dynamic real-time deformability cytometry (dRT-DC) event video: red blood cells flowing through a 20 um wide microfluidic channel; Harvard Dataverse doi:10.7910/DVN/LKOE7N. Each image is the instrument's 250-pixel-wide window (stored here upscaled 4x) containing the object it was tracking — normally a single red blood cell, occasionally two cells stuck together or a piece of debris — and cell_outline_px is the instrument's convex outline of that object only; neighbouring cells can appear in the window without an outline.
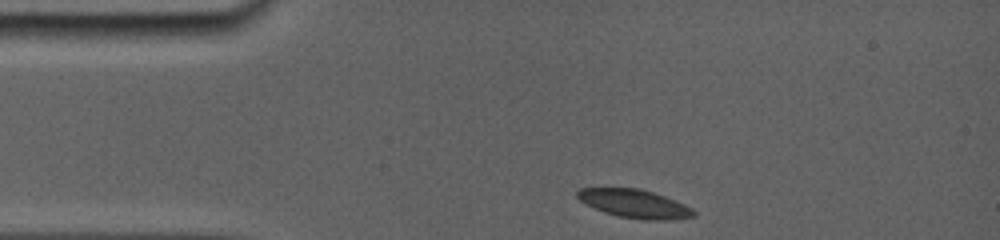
{"species": "common noctule bat (a hibernating species)", "species_latin": "Nyctalus noctula", "temperature_condition": "room temperature", "stored_images_in_passage": 38, "camera_frame_rate_fps": 5000, "um_per_image_px": 0.085, "animal": {"sex": "female", "body_mass_g": 19.0, "forearm_length_mm": 56.7}, "frame": {"image": 1, "passage_image": 1, "time_ms": 0.0, "image_size_px": [1000, 240], "cell_outline_px": [[696, 216], [664, 220], [644, 220], [620, 216], [604, 212], [580, 200], [576, 196], [576, 192], [580, 188], [640, 188], [676, 200], [692, 208], [696, 212]], "centroid_in_image_um": [53.96, 17.31], "position_along_channel_um": 31.0, "area_um2": 19.07}}
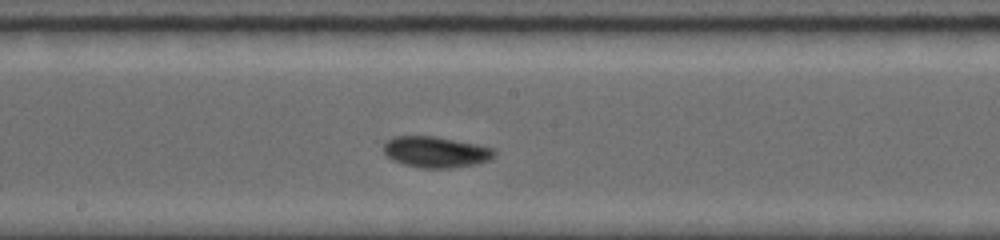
{"frame": {"image": 2, "passage_image": 22, "time_ms": 5.8, "image_size_px": [1000, 240], "cell_outline_px": [[496, 152], [488, 160], [476, 164], [448, 168], [420, 168], [404, 164], [392, 160], [384, 152], [384, 144], [388, 140], [396, 136], [432, 136], [492, 148]], "centroid_in_image_um": [36.99, 12.93], "position_along_channel_um": 211.2, "area_um2": 19.54}}
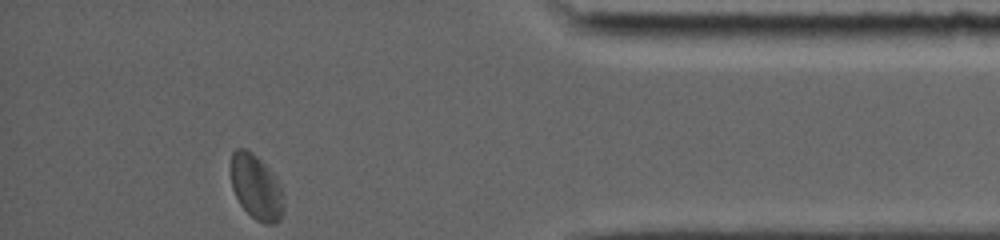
{"frame": {"image": 3, "passage_image": 38, "time_ms": 11.8, "image_size_px": [1000, 240], "cell_outline_px": [[284, 208], [280, 220], [276, 224], [264, 224], [256, 220], [240, 204], [232, 188], [232, 152], [236, 148], [244, 148], [252, 152], [272, 172], [280, 184], [284, 200]], "centroid_in_image_um": [21.81, 15.93], "position_along_channel_um": 413.4, "area_um2": 19.88}, "authors_computed_cell_mechanics": {"area_um2": 19.2763, "velocity_mm_per_s": 3.75, "shape_relaxation_time_tau1_ms": 2.9847, "shape_relaxation_time_tau2_ms": 1.9295, "deformation_change_tau1": 0.0805, "deformation_change_tau2": 0.0319}}